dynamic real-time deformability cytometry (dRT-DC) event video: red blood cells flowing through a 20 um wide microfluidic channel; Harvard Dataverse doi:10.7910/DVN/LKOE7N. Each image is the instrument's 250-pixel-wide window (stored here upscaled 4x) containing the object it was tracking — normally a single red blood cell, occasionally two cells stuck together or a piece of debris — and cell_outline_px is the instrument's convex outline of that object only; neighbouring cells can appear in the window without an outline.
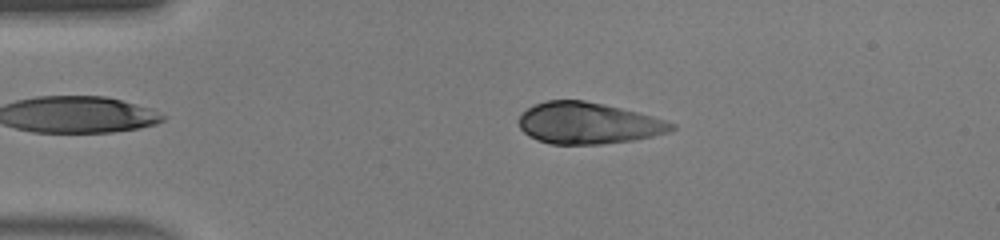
{"species": "human", "species_latin": "Homo sapiens", "temperature_condition": "warm", "stored_images_in_passage": 45, "camera_frame_rate_fps": 3000, "um_per_image_px": 0.085, "donor": {"sex": "male"}, "frame": {"image": 1, "passage_image": 9, "time_ms": 2.667, "image_size_px": [1000, 240], "cell_outline_px": [[676, 128], [668, 132], [652, 136], [632, 140], [600, 144], [548, 144], [536, 140], [528, 136], [520, 128], [520, 116], [528, 108], [536, 104], [548, 100], [584, 100], [604, 104], [636, 112], [664, 120], [676, 124]], "centroid_in_image_um": [49.98, 10.48], "position_along_channel_um": 35.0, "area_um2": 36.59}}
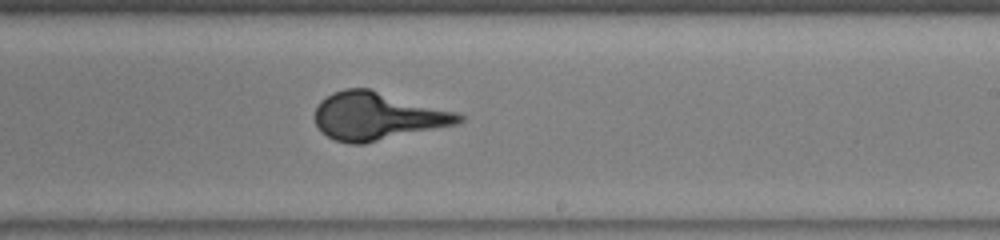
{"frame": {"image": 2, "passage_image": 27, "time_ms": 8.667, "image_size_px": [1000, 240], "cell_outline_px": [[464, 120], [460, 124], [364, 144], [348, 144], [336, 140], [320, 132], [316, 124], [316, 104], [320, 100], [332, 92], [344, 88], [368, 88], [460, 112], [464, 116]], "centroid_in_image_um": [32.12, 9.87], "position_along_channel_um": 256.9, "area_um2": 40.75}}
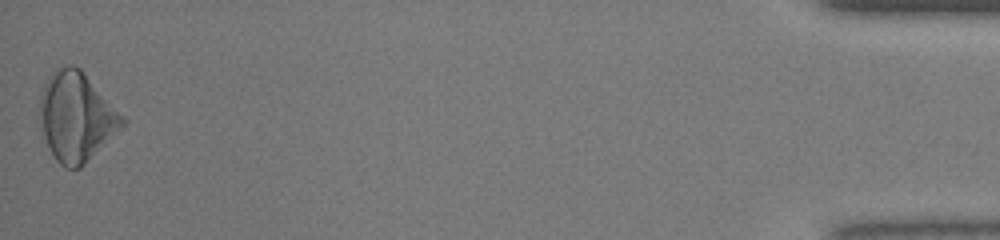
{"frame": {"image": 3, "passage_image": 45, "time_ms": 14.667, "image_size_px": [1000, 240], "cell_outline_px": [[128, 120], [80, 168], [64, 168], [56, 160], [44, 136], [40, 116], [40, 96], [44, 84], [48, 76], [56, 68], [68, 64], [72, 64], [80, 68]], "centroid_in_image_um": [6.48, 9.89], "position_along_channel_um": 428.7, "area_um2": 42.25}}